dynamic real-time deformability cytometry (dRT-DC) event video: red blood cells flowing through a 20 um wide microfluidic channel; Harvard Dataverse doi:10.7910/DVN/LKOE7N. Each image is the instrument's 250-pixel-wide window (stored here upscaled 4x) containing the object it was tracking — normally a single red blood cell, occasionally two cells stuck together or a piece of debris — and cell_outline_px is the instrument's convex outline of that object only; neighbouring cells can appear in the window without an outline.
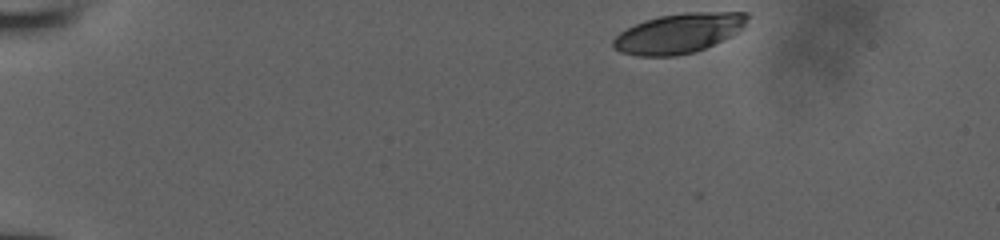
{"species": "human", "species_latin": "Homo sapiens", "temperature_condition": "room temperature", "stored_images_in_passage": 37, "camera_frame_rate_fps": 3000, "um_per_image_px": 0.085, "donor": {"sex": "male"}, "frame": {"image": 1, "passage_image": 1, "time_ms": 0.0, "image_size_px": [1000, 240], "cell_outline_px": [[748, 16], [744, 24], [732, 36], [696, 52], [676, 56], [636, 56], [620, 52], [612, 44], [612, 40], [620, 32], [644, 20], [660, 16], [684, 12], [748, 12]], "centroid_in_image_um": [57.68, 2.83], "position_along_channel_um": 27.3, "area_um2": 30.98}}
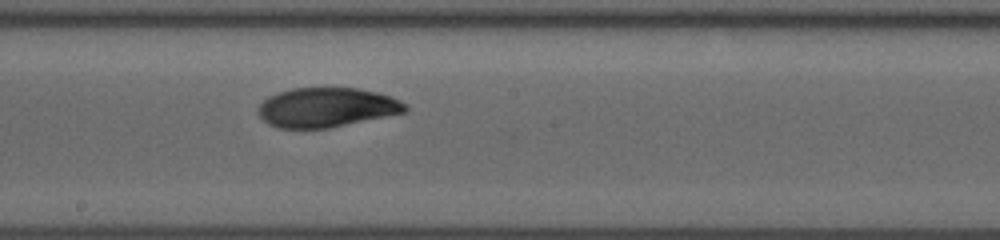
{"frame": {"image": 2, "passage_image": 22, "time_ms": 7.0, "image_size_px": [1000, 240], "cell_outline_px": [[408, 112], [328, 128], [280, 128], [268, 124], [256, 112], [256, 108], [268, 96], [292, 88], [356, 88], [376, 92], [392, 96], [408, 104]], "centroid_in_image_um": [27.78, 9.13], "position_along_channel_um": 220.4, "area_um2": 33.99}}
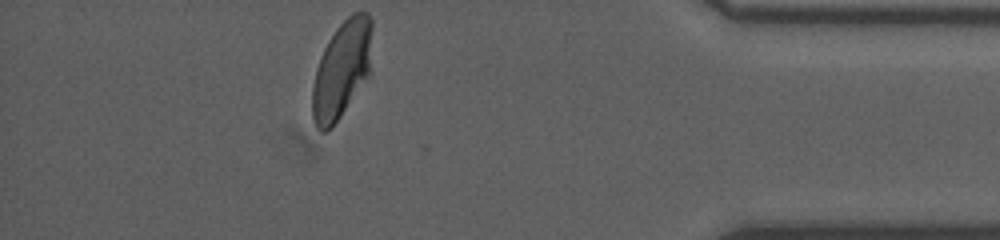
{"frame": {"image": 3, "passage_image": 37, "time_ms": 12.0, "image_size_px": [1000, 240], "cell_outline_px": [[372, 76], [332, 128], [324, 132], [320, 132], [316, 128], [312, 120], [312, 88], [316, 68], [320, 56], [328, 40], [336, 28], [352, 12], [368, 12], [372, 20]], "centroid_in_image_um": [29.09, 5.94], "position_along_channel_um": 406.1, "area_um2": 35.2}}